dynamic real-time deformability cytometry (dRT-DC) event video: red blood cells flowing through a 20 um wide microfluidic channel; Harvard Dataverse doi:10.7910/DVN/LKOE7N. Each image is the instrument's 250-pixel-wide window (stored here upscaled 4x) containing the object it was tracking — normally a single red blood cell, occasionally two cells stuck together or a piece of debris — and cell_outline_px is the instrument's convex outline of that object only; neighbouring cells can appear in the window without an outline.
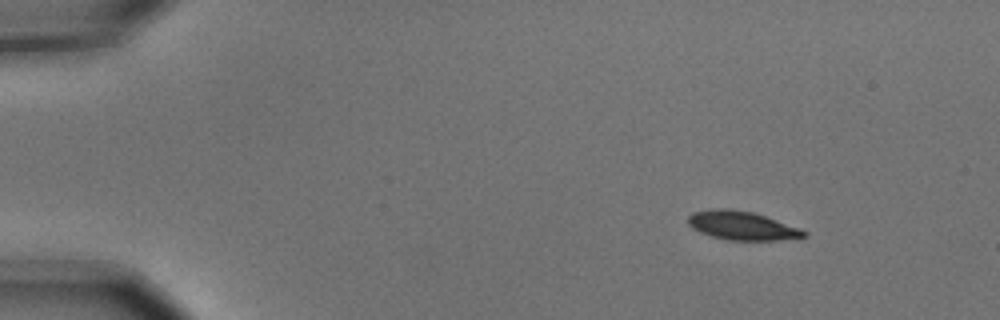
{"species": "common noctule bat (a hibernating species)", "species_latin": "Nyctalus noctula", "temperature_condition": "cold", "stored_images_in_passage": 4, "camera_frame_rate_fps": 3000, "um_per_image_px": 0.085, "animal": {"sex": "male", "body_mass_g": 15.6}, "frame": {"image": 1, "passage_image": 1, "time_ms": 0.0, "image_size_px": [1000, 320], "cell_outline_px": [[808, 236], [776, 240], [728, 240], [712, 236], [700, 232], [692, 228], [688, 224], [688, 216], [692, 212], [712, 208], [728, 208], [752, 212], [800, 228], [808, 232]], "centroid_in_image_um": [63.03, 19.17], "position_along_channel_um": 22.0, "area_um2": 19.31}}